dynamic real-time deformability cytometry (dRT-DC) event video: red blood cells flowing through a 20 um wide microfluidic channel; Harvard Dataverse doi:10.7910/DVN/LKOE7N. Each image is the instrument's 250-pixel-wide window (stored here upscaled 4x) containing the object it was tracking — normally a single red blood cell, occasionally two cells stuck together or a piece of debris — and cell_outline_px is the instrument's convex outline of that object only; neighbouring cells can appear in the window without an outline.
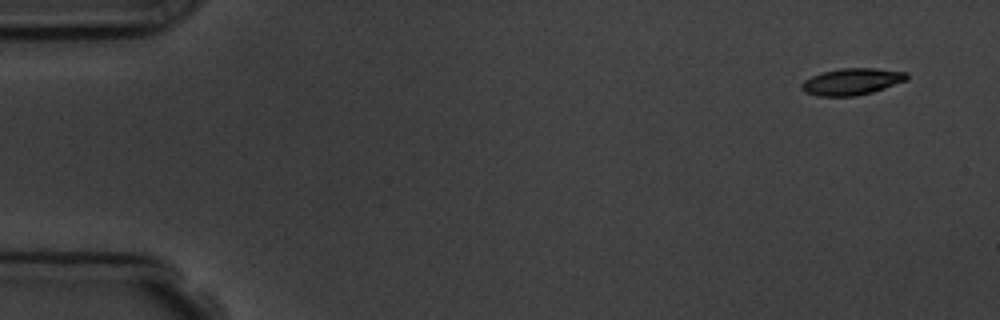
{"species": "common noctule bat (a hibernating species)", "species_latin": "Nyctalus noctula", "temperature_condition": "room temperature", "stored_images_in_passage": 10, "camera_frame_rate_fps": 3000, "um_per_image_px": 0.085, "animal": {"sex": "male", "body_mass_g": 19.5, "forearm_length_mm": 54.6}, "frame": {"image": 1, "passage_image": 1, "time_ms": 0.0, "image_size_px": [1000, 320], "cell_outline_px": [[908, 80], [872, 92], [856, 96], [816, 96], [804, 92], [800, 88], [800, 84], [804, 80], [812, 76], [824, 72], [840, 68], [876, 68], [908, 72]], "centroid_in_image_um": [72.4, 6.94], "position_along_channel_um": 12.6, "area_um2": 16.47}}
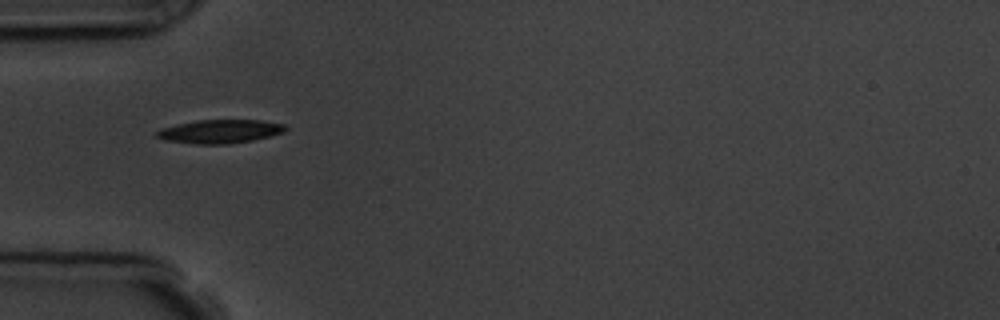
{"frame": {"image": 2, "passage_image": 5, "time_ms": 4.667, "image_size_px": [1000, 320], "cell_outline_px": [[288, 128], [284, 132], [252, 140], [228, 144], [196, 144], [164, 140], [156, 136], [156, 132], [164, 128], [176, 124], [196, 120], [260, 120], [284, 124]], "centroid_in_image_um": [18.7, 11.17], "position_along_channel_um": 66.3, "area_um2": 17.57}}
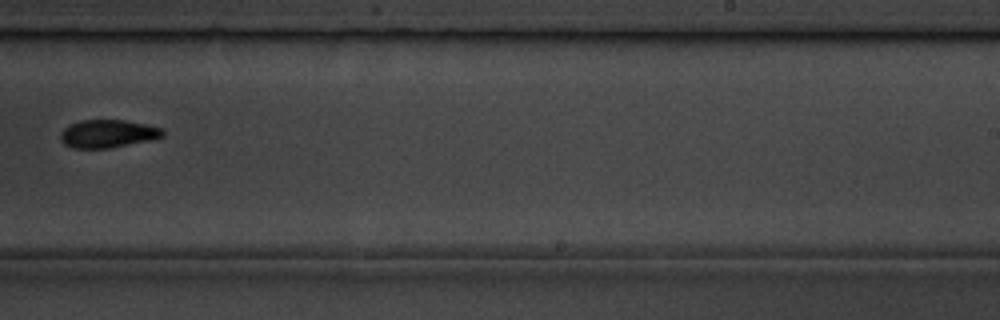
{"frame": {"image": 3, "passage_image": 10, "time_ms": 10.333, "image_size_px": [1000, 320], "cell_outline_px": [[164, 136], [152, 140], [108, 148], [72, 148], [64, 144], [60, 140], [60, 132], [68, 124], [80, 120], [124, 120], [164, 128]], "centroid_in_image_um": [9.15, 11.36], "position_along_channel_um": 279.9, "area_um2": 16.82}}